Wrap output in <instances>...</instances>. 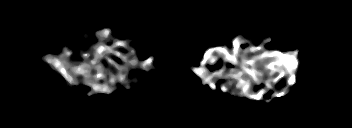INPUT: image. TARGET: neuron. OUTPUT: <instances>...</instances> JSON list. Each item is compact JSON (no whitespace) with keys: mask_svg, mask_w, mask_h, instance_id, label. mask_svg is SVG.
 <instances>
[{"mask_svg":"<svg viewBox=\"0 0 352 128\" xmlns=\"http://www.w3.org/2000/svg\"><path fill=\"white\" fill-rule=\"evenodd\" d=\"M96 36L99 39L102 40H107L108 38H111V29L110 28H104L100 31L96 32ZM241 40H239V37L235 38L233 40V55L230 56L227 49L224 47H213L210 48L208 51L205 52L204 56H203V61L201 62V68H193V71L201 78V83H205L206 80L209 83L210 87L213 89H216L215 84L211 81L209 82L208 80L210 79V77L212 76V74H209L206 76L207 73V69H204V67H206L207 63H214L215 62V58H211V53L212 52H216L218 51L219 53L223 54L224 56V60H229L231 62V64H237V66L241 69V71L234 73L235 70L232 68L230 71L229 76H231L230 78H236L239 80L238 83H241V87L239 88L241 93H243L244 95H246L249 98H253L255 100H260L262 97V94L267 92L266 89H261L259 91L258 94H253L250 92L249 88L251 87V82L249 79H242L241 75L243 74V72L245 71L250 77H252V79L254 81H258L259 76H261V72L256 70V66H257V61L260 60L261 65L265 68V69H270V73L271 74H275L276 70L280 71V74H278V76L275 79H268V82H264V84H266V86L269 88H272V84L274 82H278L282 77H285V75L290 74V77L287 78V87L286 89H284V91L280 92V93H273L272 96H276V97H280L285 95L288 91H289V87L293 86L296 83V74L295 71L298 68V60H297V52L299 50L295 49V51L291 54L289 53H281L279 51H263V53L261 55L257 56H253L252 60H248L247 57L246 59H243V64L238 63L236 57L237 55H240V45L241 44H246L247 41L246 40H242V38H240ZM113 40L115 41L114 45L111 46H106L104 43H99V45L95 46L94 44L91 45V50L95 51L96 54V58H98L99 60L103 59L104 57V53L106 54H115L119 57L122 58V61H126L128 59L129 56H122V54L113 51V48H116L118 46H123L125 48H129L127 42L128 40H118L115 37H113ZM262 50L261 45H259L256 48L250 47L247 49V52L250 51V53H254L255 51H260ZM64 54L60 55L59 57H54L51 55H46L43 57V59L45 61H47L51 66L55 67V69H57L58 71H60L63 76L65 77L66 80L71 81L74 80V78L76 77V75H78L79 73H81L82 75H84L86 77V79H82V78H78L77 76V80H74L75 84L78 85L79 82H83L85 83V81H87V78H89L90 76H93L94 80H103V66L102 64H97L94 68L97 70V73H95L94 75H91V69H90V65L92 63H96V58L91 59L88 62H80V63H75L74 61H71L69 59L66 58V56H69L71 54L70 51H64ZM131 53L134 55V57L138 58L136 51L135 50H131ZM92 56V52L88 51L87 53H83L82 55H80V57L85 58V57H91ZM106 59L109 63L114 64L115 67H118L111 59H109L108 56H106ZM153 62V57H150L148 60L144 61L142 63L143 69L145 70L146 65L147 64H151ZM248 66L251 67V70L248 69ZM224 68L222 70H218V72H214L213 76H221L222 73H224ZM118 76L112 75L111 79H108V83H112L115 84L117 81H129L126 80L125 78H123V76L121 75V70L118 71ZM225 84L231 85V83H229V81H227L226 83H223L220 85V89L221 91H228V87L225 88ZM89 87L95 92L98 93L100 91L105 92V93H113L114 90H111L109 88V86L107 84H96V83H90Z\"/></svg>","mask_w":352,"mask_h":128,"instance_id":"neuron-1","label":"neuron"}]
</instances>
